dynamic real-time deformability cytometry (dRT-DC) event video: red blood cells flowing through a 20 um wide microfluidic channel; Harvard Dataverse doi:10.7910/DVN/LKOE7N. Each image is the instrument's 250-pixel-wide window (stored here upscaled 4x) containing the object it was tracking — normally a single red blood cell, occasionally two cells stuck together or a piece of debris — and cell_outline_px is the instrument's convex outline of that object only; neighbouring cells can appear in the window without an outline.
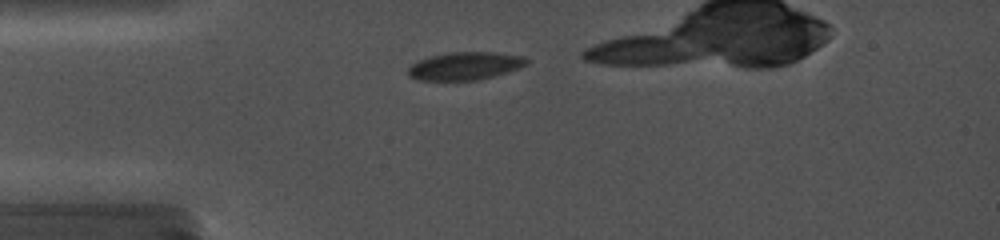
{"species": "common noctule bat (a hibernating species)", "species_latin": "Nyctalus noctula", "temperature_condition": "cold", "stored_images_in_passage": 5, "camera_frame_rate_fps": 5000, "um_per_image_px": 0.085, "animal": {"sex": "female", "body_mass_g": 19.0, "forearm_length_mm": 56.7}, "frame": {"image": 1, "passage_image": 2, "time_ms": 0.6, "image_size_px": [1000, 240], "cell_outline_px": [[528, 64], [520, 68], [480, 80], [416, 80], [408, 76], [408, 68], [412, 64], [428, 56], [448, 52], [496, 52], [524, 56], [528, 60]], "centroid_in_image_um": [39.53, 5.6], "position_along_channel_um": 45.5, "area_um2": 19.42}}